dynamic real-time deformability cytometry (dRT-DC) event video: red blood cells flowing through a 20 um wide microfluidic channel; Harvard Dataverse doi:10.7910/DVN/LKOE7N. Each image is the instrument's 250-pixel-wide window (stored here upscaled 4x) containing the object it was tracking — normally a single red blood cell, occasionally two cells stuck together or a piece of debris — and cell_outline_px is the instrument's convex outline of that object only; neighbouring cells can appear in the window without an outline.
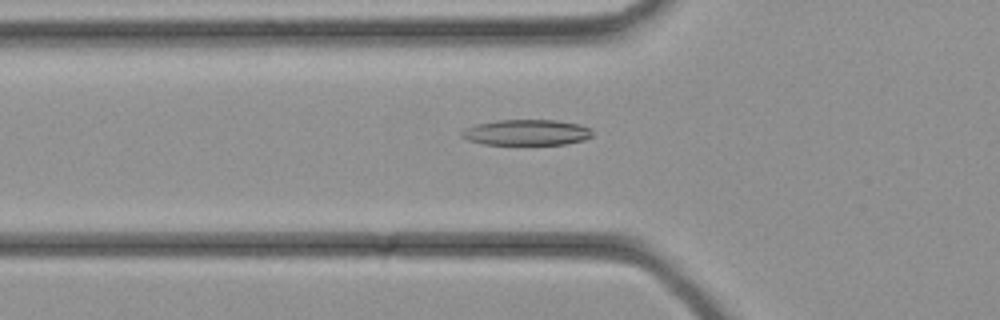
{"species": "common noctule bat (a hibernating species)", "species_latin": "Nyctalus noctula", "temperature_condition": "cold", "stored_images_in_passage": 26, "camera_frame_rate_fps": 3000, "um_per_image_px": 0.085, "animal": {"sex": "female", "body_mass_g": 21.9}, "frame": {"image": 1, "passage_image": 5, "time_ms": 1.333, "image_size_px": [1000, 320], "cell_outline_px": [[592, 136], [584, 140], [564, 144], [484, 144], [468, 140], [460, 136], [460, 132], [464, 128], [476, 124], [496, 120], [556, 120], [580, 124], [592, 128]], "centroid_in_image_um": [44.75, 11.25], "position_along_channel_um": 81.0, "area_um2": 19.71}}
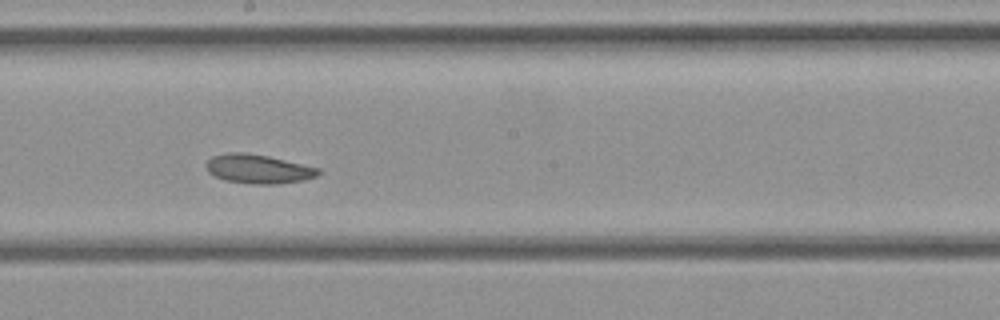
{"frame": {"image": 2, "passage_image": 11, "time_ms": 3.333, "image_size_px": [1000, 320], "cell_outline_px": [[320, 172], [316, 176], [304, 180], [276, 184], [256, 184], [224, 180], [208, 172], [204, 164], [212, 156], [228, 152], [244, 152], [268, 156], [320, 168]], "centroid_in_image_um": [21.93, 14.35], "position_along_channel_um": 226.3, "area_um2": 18.96}}
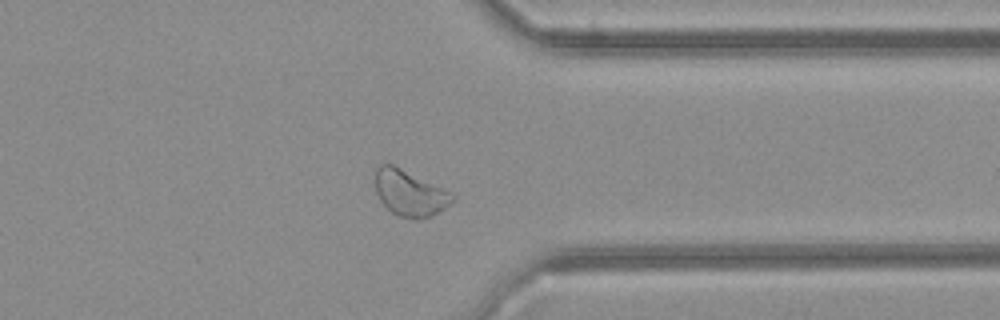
{"frame": {"image": 3, "passage_image": 19, "time_ms": 6.0, "image_size_px": [1000, 320], "cell_outline_px": [[456, 200], [432, 216], [400, 216], [392, 212], [380, 200], [376, 192], [372, 172], [372, 168], [380, 164], [392, 164], [452, 192], [456, 196]], "centroid_in_image_um": [34.78, 16.34], "position_along_channel_um": 376.6, "area_um2": 20.58}}